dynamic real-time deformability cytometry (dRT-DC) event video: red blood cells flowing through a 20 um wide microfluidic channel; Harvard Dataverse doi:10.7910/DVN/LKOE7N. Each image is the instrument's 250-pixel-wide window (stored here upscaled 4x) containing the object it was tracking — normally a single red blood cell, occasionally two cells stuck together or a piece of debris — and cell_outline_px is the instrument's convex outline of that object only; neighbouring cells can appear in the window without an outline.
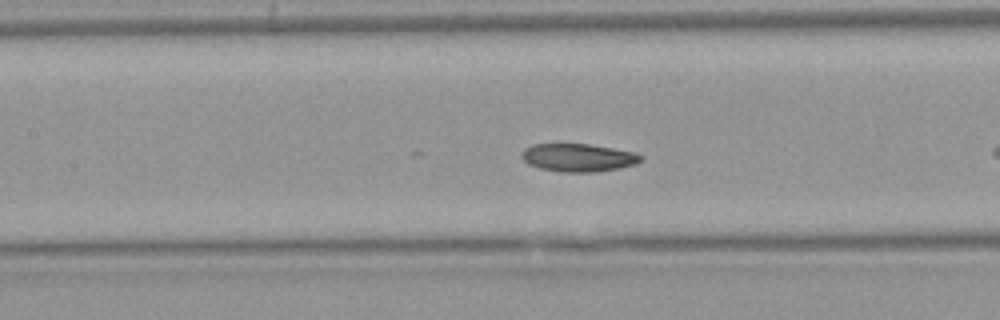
{"species": "Egyptian fruit bat (a non-hibernating species)", "species_latin": "Rousettus aegyptiacus", "temperature_condition": "warm", "stored_images_in_passage": 13, "camera_frame_rate_fps": 3000, "um_per_image_px": 0.085, "animal": {"sex": "female"}, "frame": {"image": 1, "passage_image": 9, "time_ms": 2.667, "image_size_px": [1000, 320], "cell_outline_px": [[644, 160], [636, 164], [620, 168], [596, 172], [564, 172], [540, 168], [528, 164], [520, 156], [520, 152], [524, 148], [532, 144], [588, 144], [636, 152], [644, 156]], "centroid_in_image_um": [49.17, 13.39], "position_along_channel_um": 158.2, "area_um2": 19.65}}
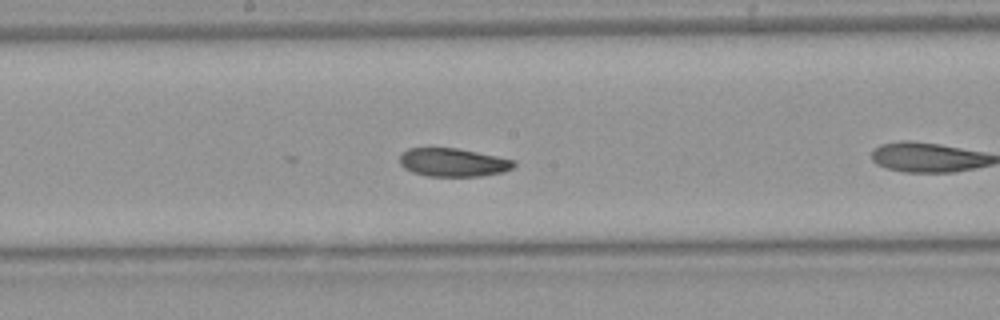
{"frame": {"image": 2, "passage_image": 13, "time_ms": 4.0, "image_size_px": [1000, 320], "cell_outline_px": [[516, 164], [512, 168], [504, 172], [480, 176], [428, 176], [412, 172], [404, 168], [400, 164], [400, 152], [408, 148], [456, 148], [516, 160]], "centroid_in_image_um": [38.5, 13.8], "position_along_channel_um": 209.7, "area_um2": 18.9}}